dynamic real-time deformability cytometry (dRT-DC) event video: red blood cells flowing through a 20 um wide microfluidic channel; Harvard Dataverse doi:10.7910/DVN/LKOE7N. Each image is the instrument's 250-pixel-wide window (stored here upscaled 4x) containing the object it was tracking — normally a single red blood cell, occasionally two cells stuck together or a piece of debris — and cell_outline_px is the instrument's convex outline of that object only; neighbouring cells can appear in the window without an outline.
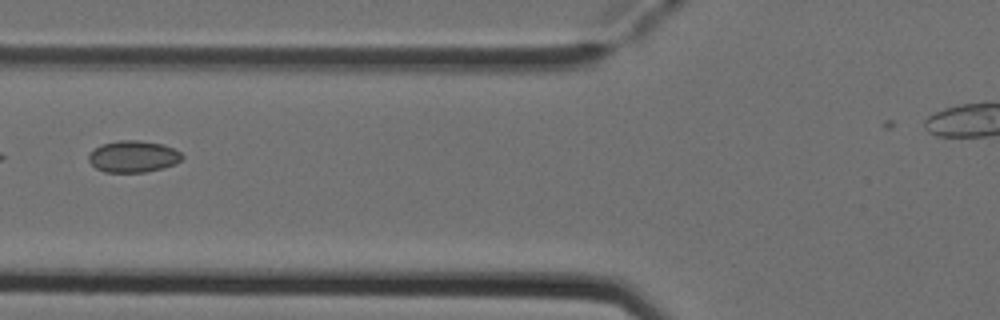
{"species": "Egyptian fruit bat (a non-hibernating species)", "species_latin": "Rousettus aegyptiacus", "temperature_condition": "cold", "stored_images_in_passage": 7, "camera_frame_rate_fps": 3000, "um_per_image_px": 0.085, "animal": {"sex": "female"}, "frame": {"image": 1, "passage_image": 6, "time_ms": 1.667, "image_size_px": [1000, 320], "cell_outline_px": [[184, 156], [176, 164], [164, 168], [144, 172], [104, 172], [96, 168], [88, 160], [88, 156], [100, 144], [120, 140], [140, 140], [164, 144], [180, 152]], "centroid_in_image_um": [11.34, 13.3], "position_along_channel_um": 114.5, "area_um2": 17.28}}
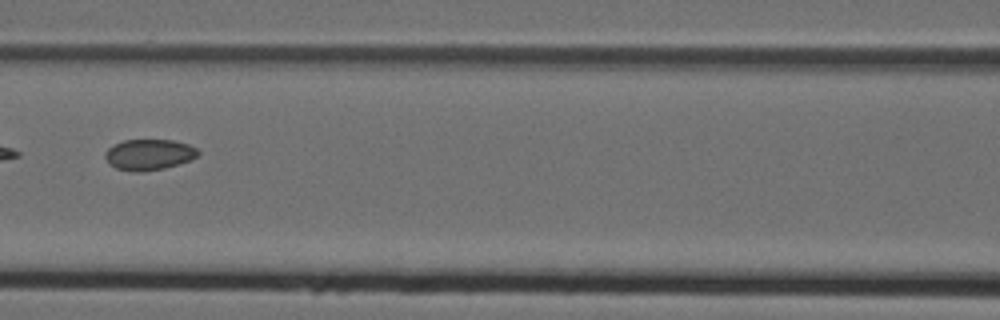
{"frame": {"image": 2, "passage_image": 7, "time_ms": 2.0, "image_size_px": [1000, 320], "cell_outline_px": [[200, 152], [192, 160], [164, 168], [144, 172], [132, 172], [116, 168], [104, 156], [104, 152], [112, 144], [124, 140], [172, 140], [188, 144], [196, 148]], "centroid_in_image_um": [12.66, 13.14], "position_along_channel_um": 153.9, "area_um2": 16.76}}